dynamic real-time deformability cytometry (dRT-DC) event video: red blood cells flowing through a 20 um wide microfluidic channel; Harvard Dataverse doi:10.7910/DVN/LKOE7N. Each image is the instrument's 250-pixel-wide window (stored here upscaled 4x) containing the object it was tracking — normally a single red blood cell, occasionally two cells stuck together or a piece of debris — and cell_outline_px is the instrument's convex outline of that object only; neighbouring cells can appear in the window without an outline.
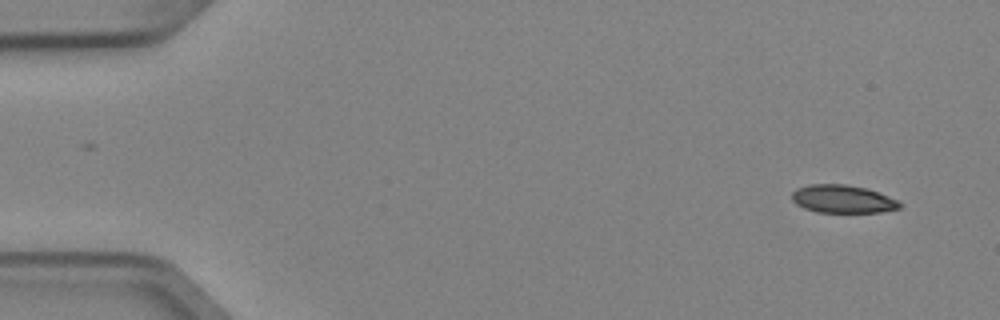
{"species": "Egyptian fruit bat (a non-hibernating species)", "species_latin": "Rousettus aegyptiacus", "temperature_condition": "cold", "stored_images_in_passage": 5, "camera_frame_rate_fps": 3000, "um_per_image_px": 0.085, "animal": {"sex": "female"}, "frame": {"image": 1, "passage_image": 1, "time_ms": 0.0, "image_size_px": [1000, 320], "cell_outline_px": [[904, 204], [900, 208], [880, 212], [816, 212], [804, 208], [796, 204], [792, 200], [792, 192], [796, 188], [808, 184], [844, 184], [868, 188], [900, 200]], "centroid_in_image_um": [71.66, 16.91], "position_along_channel_um": 13.3, "area_um2": 17.86}}
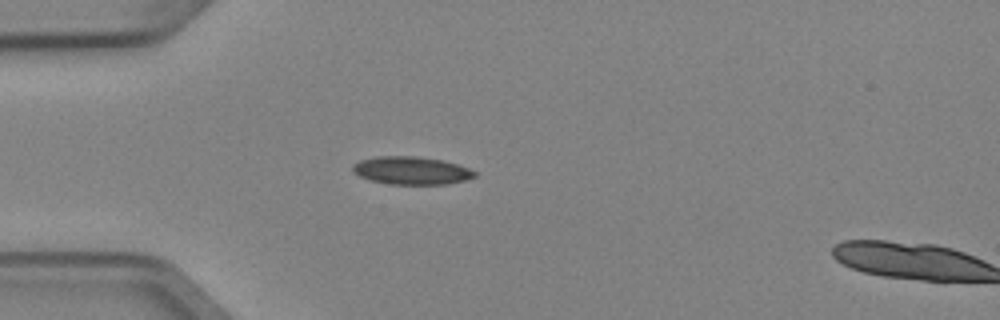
{"frame": {"image": 2, "passage_image": 4, "time_ms": 1.0, "image_size_px": [1000, 320], "cell_outline_px": [[476, 176], [464, 180], [448, 184], [392, 184], [368, 180], [352, 172], [352, 164], [360, 160], [376, 156], [416, 156], [444, 160], [468, 168], [476, 172]], "centroid_in_image_um": [34.93, 14.49], "position_along_channel_um": 50.1, "area_um2": 19.88}}